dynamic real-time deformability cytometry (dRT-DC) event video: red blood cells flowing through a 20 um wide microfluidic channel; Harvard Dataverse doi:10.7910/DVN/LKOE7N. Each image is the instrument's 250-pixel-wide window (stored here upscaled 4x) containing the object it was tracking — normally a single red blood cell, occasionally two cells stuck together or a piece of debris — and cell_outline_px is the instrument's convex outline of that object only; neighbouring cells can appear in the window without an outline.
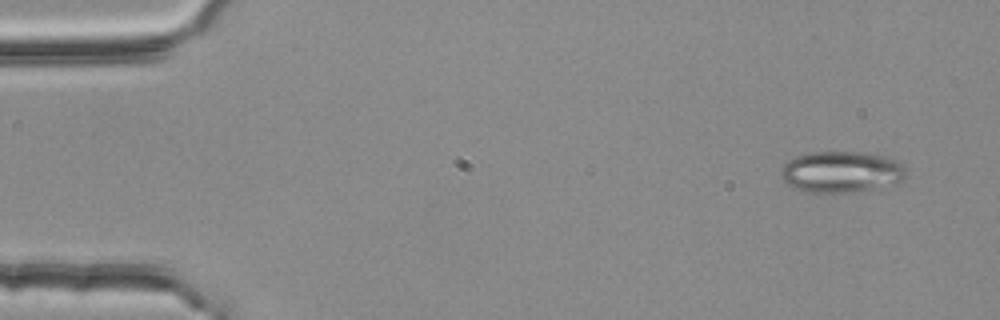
{"species": "common noctule bat (a hibernating species)", "species_latin": "Nyctalus noctula", "temperature_condition": "room temperature", "stored_images_in_passage": 52, "camera_frame_rate_fps": 3000, "um_per_image_px": 0.085, "animal": {"sex": "female", "body_mass_g": 25.1}, "frame": {"image": 1, "passage_image": 1, "time_ms": 0.0, "image_size_px": [1000, 320], "cell_outline_px": [[908, 176], [904, 180], [892, 184], [852, 192], [804, 192], [788, 184], [780, 176], [780, 172], [784, 164], [788, 160], [804, 152], [864, 152], [892, 156], [904, 168]], "centroid_in_image_um": [71.52, 14.59], "position_along_channel_um": 13.5, "area_um2": 30.35}}
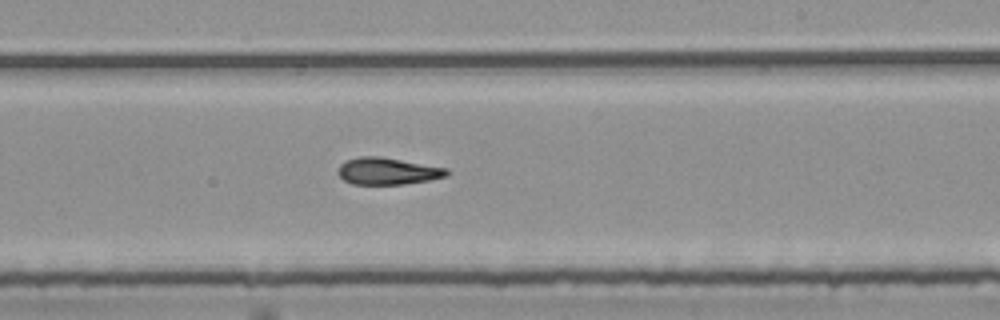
{"frame": {"image": 2, "passage_image": 30, "time_ms": 9.667, "image_size_px": [1000, 320], "cell_outline_px": [[452, 172], [448, 176], [428, 180], [400, 184], [352, 184], [344, 180], [340, 176], [340, 164], [348, 160], [360, 156], [380, 156], [448, 168]], "centroid_in_image_um": [33.01, 14.54], "position_along_channel_um": 256.0, "area_um2": 16.94}}
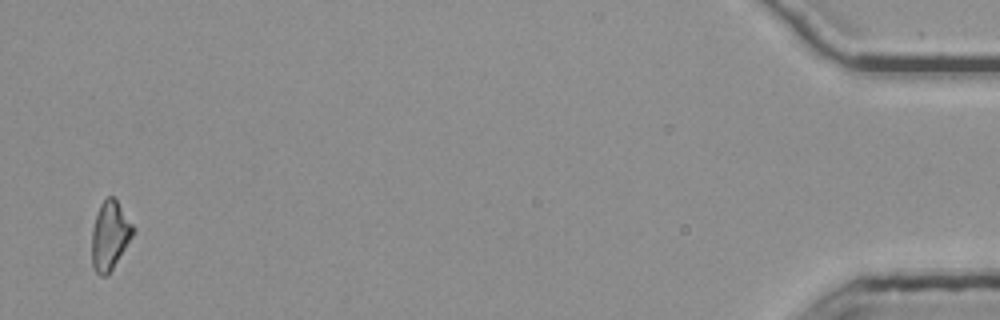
{"frame": {"image": 3, "passage_image": 51, "time_ms": 16.667, "image_size_px": [1000, 320], "cell_outline_px": [[136, 232], [108, 276], [100, 276], [96, 272], [92, 264], [92, 228], [100, 204], [108, 196], [112, 196], [116, 200], [136, 228]], "centroid_in_image_um": [9.36, 20.04], "position_along_channel_um": 425.8, "area_um2": 16.65}, "authors_computed_cell_mechanics": {"area_um2": 17.1955, "velocity_mm_per_s": 3.7494, "shape_relaxation_time_tau1_ms": null, "shape_relaxation_time_tau2_ms": 7.2803, "deformation_change_tau1": null, "deformation_change_tau2": 0.1814}}